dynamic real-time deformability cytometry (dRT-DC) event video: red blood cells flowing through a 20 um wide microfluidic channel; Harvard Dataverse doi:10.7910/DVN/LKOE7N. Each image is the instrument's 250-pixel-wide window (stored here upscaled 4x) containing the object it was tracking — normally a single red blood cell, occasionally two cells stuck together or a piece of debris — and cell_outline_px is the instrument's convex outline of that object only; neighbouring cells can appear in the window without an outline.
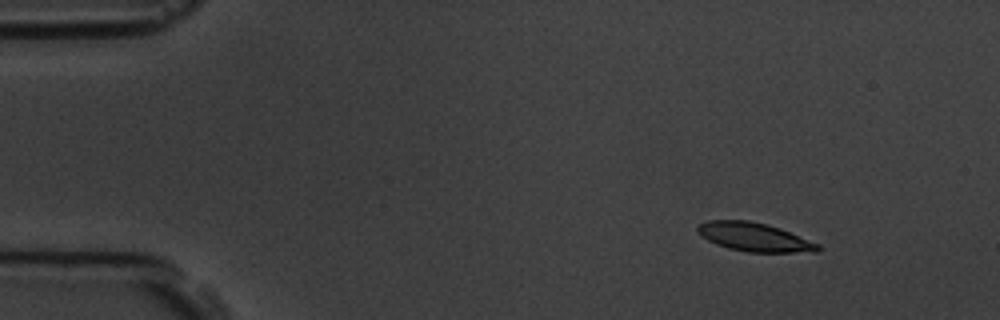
{"species": "common noctule bat (a hibernating species)", "species_latin": "Nyctalus noctula", "temperature_condition": "room temperature", "stored_images_in_passage": 11, "camera_frame_rate_fps": 3000, "um_per_image_px": 0.085, "animal": {"sex": "male", "body_mass_g": 19.5, "forearm_length_mm": 54.6}, "frame": {"image": 1, "passage_image": 2, "time_ms": 2.0, "image_size_px": [1000, 320], "cell_outline_px": [[820, 248], [816, 252], [748, 252], [728, 248], [716, 244], [708, 240], [696, 232], [696, 228], [700, 224], [708, 220], [748, 220], [768, 224], [780, 228], [820, 244]], "centroid_in_image_um": [64.11, 20.14], "position_along_channel_um": 20.9, "area_um2": 20.11}}
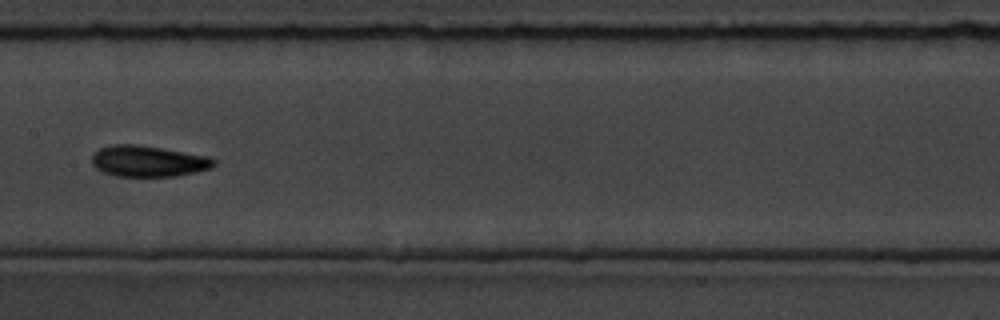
{"frame": {"image": 2, "passage_image": 8, "time_ms": 9.0, "image_size_px": [1000, 320], "cell_outline_px": [[216, 164], [212, 168], [196, 172], [176, 176], [116, 176], [104, 172], [96, 168], [92, 164], [92, 152], [100, 148], [112, 144], [136, 144], [208, 156], [216, 160]], "centroid_in_image_um": [12.59, 13.7], "position_along_channel_um": 194.8, "area_um2": 22.14}}
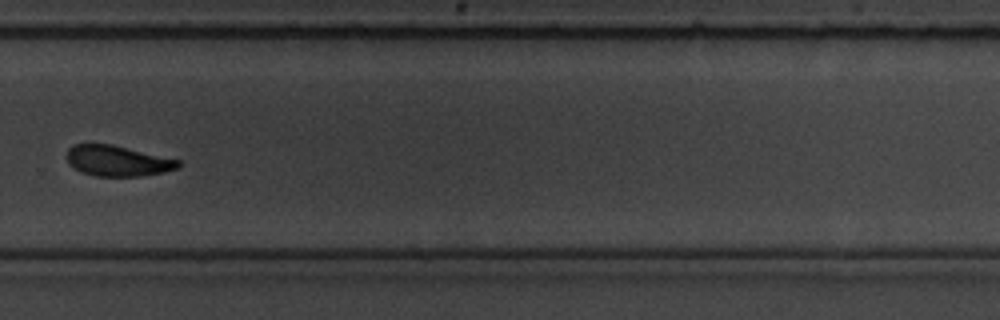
{"frame": {"image": 3, "passage_image": 11, "time_ms": 12.333, "image_size_px": [1000, 320], "cell_outline_px": [[180, 164], [176, 168], [164, 172], [140, 176], [96, 176], [80, 172], [68, 164], [64, 156], [68, 148], [76, 144], [112, 144], [180, 160]], "centroid_in_image_um": [9.92, 13.67], "position_along_channel_um": 319.9, "area_um2": 20.0}}